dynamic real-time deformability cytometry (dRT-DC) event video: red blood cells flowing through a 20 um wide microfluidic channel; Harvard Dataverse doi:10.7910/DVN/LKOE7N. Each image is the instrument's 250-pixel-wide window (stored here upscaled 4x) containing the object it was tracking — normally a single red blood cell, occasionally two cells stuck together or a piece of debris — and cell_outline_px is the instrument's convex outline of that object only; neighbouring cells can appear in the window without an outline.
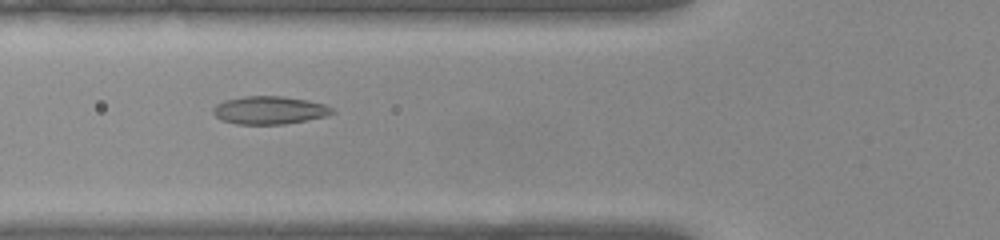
{"species": "common noctule bat (a hibernating species)", "species_latin": "Nyctalus noctula", "temperature_condition": "warm", "stored_images_in_passage": 40, "camera_frame_rate_fps": 3000, "um_per_image_px": 0.085, "animal": {"sex": "female", "body_mass_g": 22.0, "forearm_length_mm": 56.7}, "frame": {"image": 1, "passage_image": 7, "time_ms": 2.0, "image_size_px": [1000, 240], "cell_outline_px": [[336, 112], [324, 116], [284, 124], [236, 124], [224, 120], [216, 116], [212, 112], [212, 108], [216, 104], [224, 100], [244, 96], [280, 96], [308, 100], [324, 104], [332, 108]], "centroid_in_image_um": [22.88, 9.36], "position_along_channel_um": 102.9, "area_um2": 19.25}}
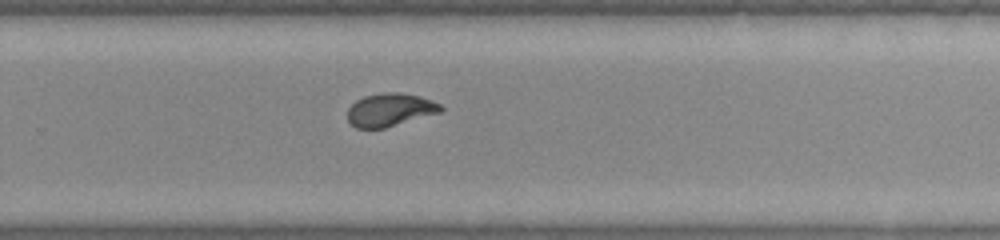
{"frame": {"image": 2, "passage_image": 22, "time_ms": 7.0, "image_size_px": [1000, 240], "cell_outline_px": [[444, 108], [440, 112], [384, 128], [356, 128], [348, 120], [348, 108], [356, 100], [364, 96], [384, 92], [400, 92], [420, 96], [440, 104]], "centroid_in_image_um": [33.14, 9.32], "position_along_channel_um": 296.7, "area_um2": 17.8}}
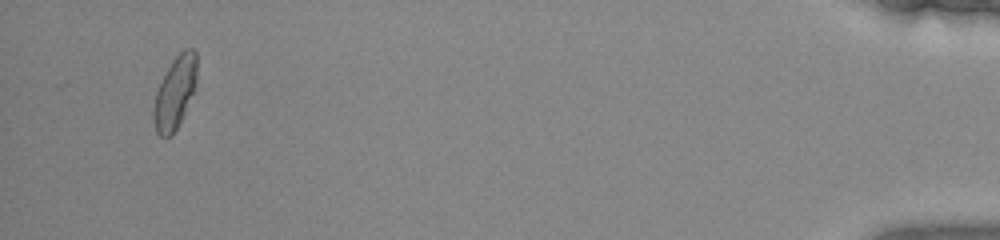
{"frame": {"image": 3, "passage_image": 38, "time_ms": 12.333, "image_size_px": [1000, 240], "cell_outline_px": [[196, 84], [184, 112], [176, 128], [168, 136], [160, 136], [156, 132], [152, 116], [152, 112], [156, 92], [172, 60], [184, 48], [192, 48], [196, 52]], "centroid_in_image_um": [14.85, 7.84], "position_along_channel_um": 420.3, "area_um2": 17.74}, "authors_computed_cell_mechanics": {"area_um2": 18.1492, "velocity_mm_per_s": 3.8822, "shape_relaxation_time_tau1_ms": null, "shape_relaxation_time_tau2_ms": 0.8344, "deformation_change_tau1": null, "deformation_change_tau2": 0.0665}}